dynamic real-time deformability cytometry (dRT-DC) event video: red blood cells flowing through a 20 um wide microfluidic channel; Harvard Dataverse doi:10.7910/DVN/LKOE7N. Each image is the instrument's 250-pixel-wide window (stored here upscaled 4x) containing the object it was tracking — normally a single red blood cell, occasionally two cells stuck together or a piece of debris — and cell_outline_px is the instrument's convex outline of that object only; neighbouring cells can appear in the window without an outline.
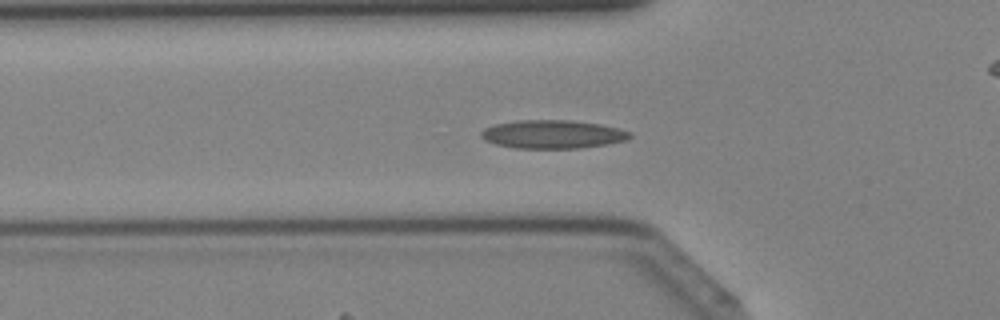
{"species": "Egyptian fruit bat (a non-hibernating species)", "species_latin": "Rousettus aegyptiacus", "temperature_condition": "cold", "stored_images_in_passage": 33, "camera_frame_rate_fps": 3000, "um_per_image_px": 0.085, "animal": {"sex": "female"}, "frame": {"image": 1, "passage_image": 4, "time_ms": 1.0, "image_size_px": [1000, 320], "cell_outline_px": [[632, 136], [628, 140], [608, 144], [580, 148], [516, 148], [496, 144], [484, 140], [480, 136], [480, 132], [484, 128], [492, 124], [516, 120], [572, 120], [600, 124], [632, 132]], "centroid_in_image_um": [46.96, 11.41], "position_along_channel_um": 78.8, "area_um2": 24.85}}
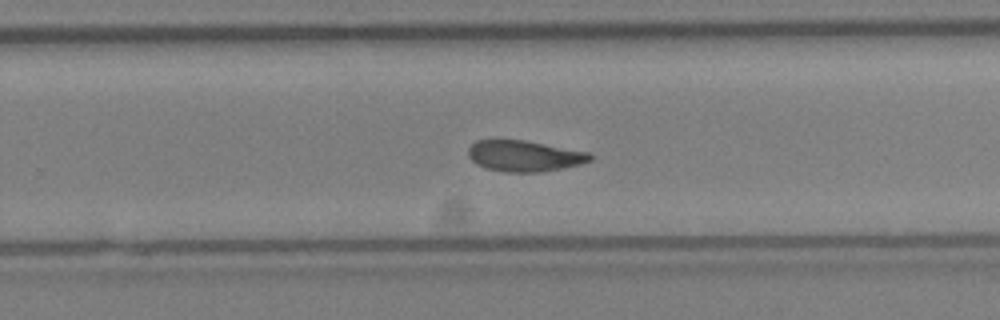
{"frame": {"image": 2, "passage_image": 17, "time_ms": 5.333, "image_size_px": [1000, 320], "cell_outline_px": [[592, 160], [580, 164], [540, 172], [504, 172], [488, 168], [476, 164], [468, 156], [468, 148], [476, 140], [524, 140], [588, 152], [592, 156]], "centroid_in_image_um": [44.55, 13.25], "position_along_channel_um": 285.3, "area_um2": 21.79}}
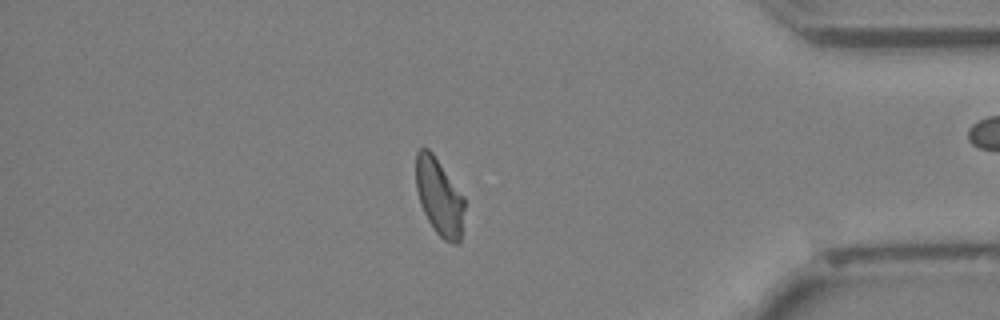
{"frame": {"image": 3, "passage_image": 26, "time_ms": 8.333, "image_size_px": [1000, 320], "cell_outline_px": [[464, 208], [460, 240], [456, 244], [452, 244], [444, 240], [432, 228], [420, 204], [416, 188], [416, 152], [420, 148], [428, 148], [432, 152], [464, 196]], "centroid_in_image_um": [37.33, 16.73], "position_along_channel_um": 397.9, "area_um2": 21.73}}